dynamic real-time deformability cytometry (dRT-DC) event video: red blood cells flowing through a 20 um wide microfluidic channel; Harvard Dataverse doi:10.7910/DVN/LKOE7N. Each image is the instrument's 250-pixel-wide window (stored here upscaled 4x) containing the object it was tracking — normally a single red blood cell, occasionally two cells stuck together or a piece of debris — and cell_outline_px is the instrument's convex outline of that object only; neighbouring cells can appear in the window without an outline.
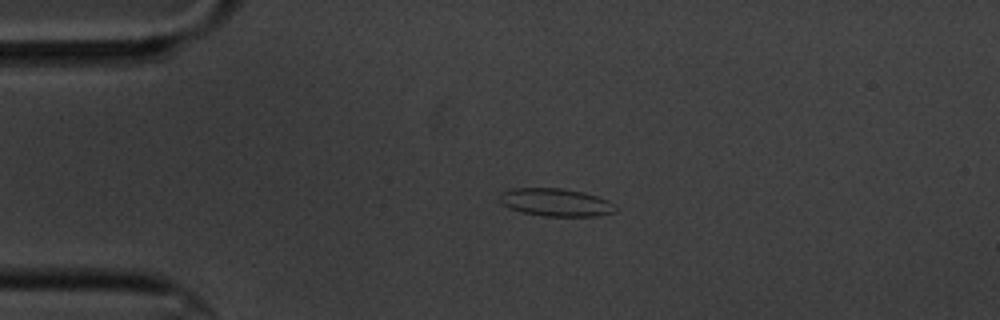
{"species": "common noctule bat (a hibernating species)", "species_latin": "Nyctalus noctula", "temperature_condition": "cold", "stored_images_in_passage": 4, "camera_frame_rate_fps": 3000, "um_per_image_px": 0.085, "animal": {"sex": "male", "body_mass_g": 20.1, "forearm_length_mm": 53.5}, "frame": {"image": 1, "passage_image": 3, "time_ms": 2.333, "image_size_px": [1000, 320], "cell_outline_px": [[616, 212], [596, 216], [544, 216], [524, 212], [508, 208], [500, 204], [500, 192], [512, 188], [564, 188], [584, 192], [608, 200], [616, 204]], "centroid_in_image_um": [47.24, 17.19], "position_along_channel_um": 37.8, "area_um2": 18.96}}